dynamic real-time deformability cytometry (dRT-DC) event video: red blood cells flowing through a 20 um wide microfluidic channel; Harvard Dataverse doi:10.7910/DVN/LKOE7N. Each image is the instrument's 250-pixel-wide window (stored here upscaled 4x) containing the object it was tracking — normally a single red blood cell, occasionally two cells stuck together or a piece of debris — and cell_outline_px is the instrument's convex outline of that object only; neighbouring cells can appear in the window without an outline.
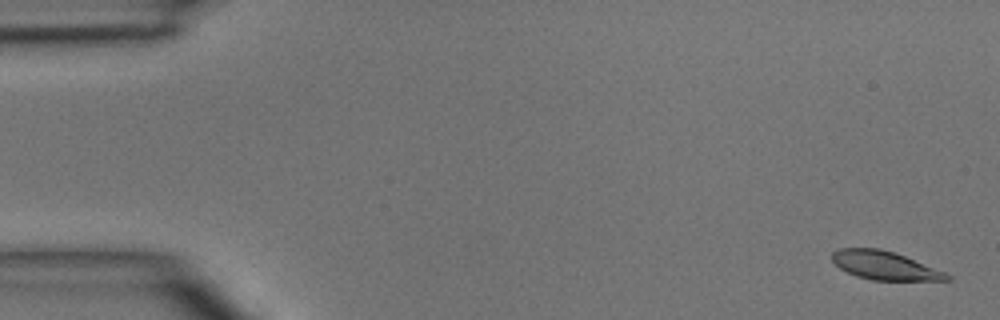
{"species": "common noctule bat (a hibernating species)", "species_latin": "Nyctalus noctula", "temperature_condition": "room temperature", "stored_images_in_passage": 6, "camera_frame_rate_fps": 3000, "um_per_image_px": 0.085, "animal": {"sex": "male", "body_mass_g": 15.6}, "frame": {"image": 1, "passage_image": 1, "time_ms": 0.0, "image_size_px": [1000, 320], "cell_outline_px": [[952, 280], [872, 280], [856, 276], [840, 268], [832, 260], [832, 252], [840, 248], [880, 248], [904, 256], [944, 272], [952, 276]], "centroid_in_image_um": [75.17, 22.57], "position_along_channel_um": 9.8, "area_um2": 18.73}}
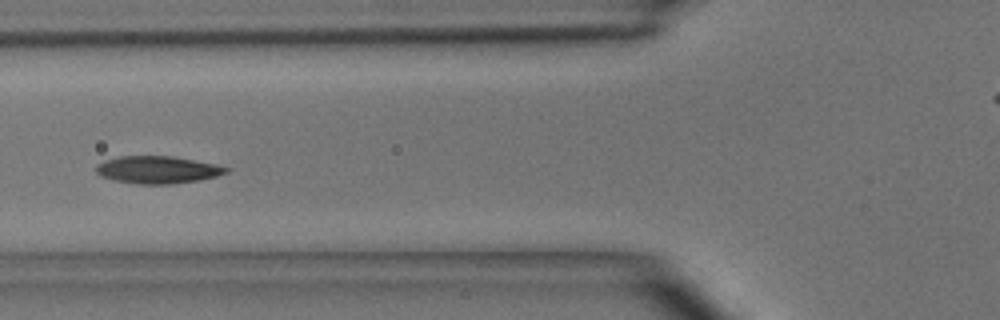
{"frame": {"image": 2, "passage_image": 5, "time_ms": 5.667, "image_size_px": [1000, 320], "cell_outline_px": [[232, 168], [228, 172], [216, 176], [200, 180], [172, 184], [136, 184], [112, 180], [100, 176], [96, 172], [96, 164], [104, 160], [120, 156], [172, 156], [216, 164]], "centroid_in_image_um": [13.39, 14.43], "position_along_channel_um": 112.4, "area_um2": 20.98}}